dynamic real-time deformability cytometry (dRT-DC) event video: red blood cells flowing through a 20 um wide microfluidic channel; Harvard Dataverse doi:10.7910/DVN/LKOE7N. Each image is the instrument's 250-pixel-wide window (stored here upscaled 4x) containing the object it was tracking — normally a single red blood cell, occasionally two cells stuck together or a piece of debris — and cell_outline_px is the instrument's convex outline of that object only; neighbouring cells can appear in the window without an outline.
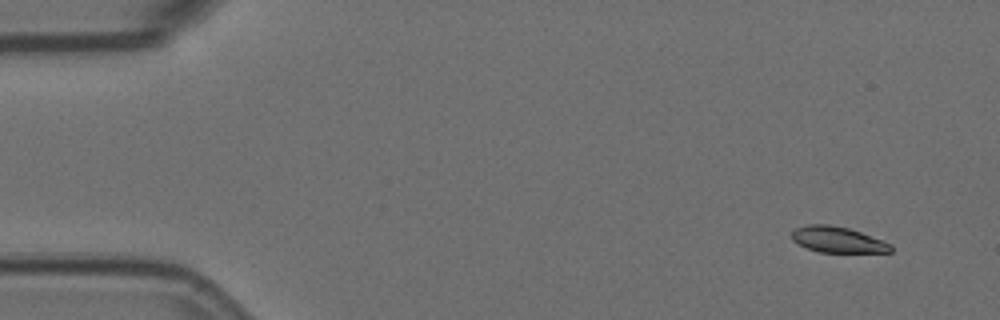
{"species": "Egyptian fruit bat (a non-hibernating species)", "species_latin": "Rousettus aegyptiacus", "temperature_condition": "room temperature", "stored_images_in_passage": 6, "camera_frame_rate_fps": 3000, "um_per_image_px": 0.085, "animal": {"sex": "female"}, "frame": {"image": 1, "passage_image": 1, "time_ms": 0.0, "image_size_px": [1000, 320], "cell_outline_px": [[892, 252], [820, 252], [796, 244], [792, 240], [792, 232], [796, 228], [808, 224], [828, 224], [848, 228], [860, 232], [892, 244]], "centroid_in_image_um": [71.18, 20.37], "position_along_channel_um": 13.8, "area_um2": 14.85}}
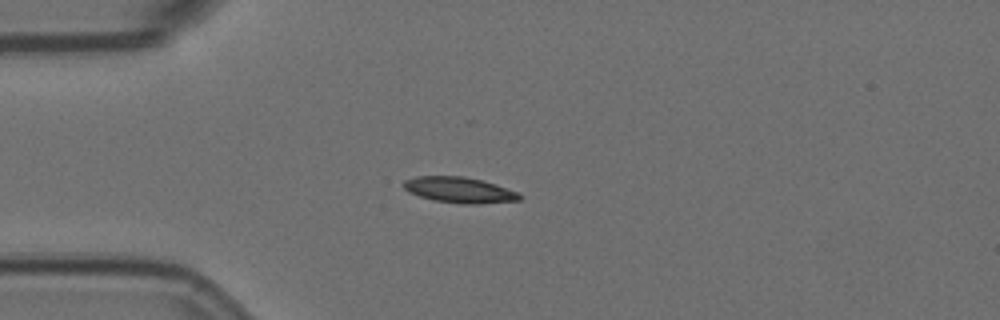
{"frame": {"image": 2, "passage_image": 4, "time_ms": 1.0, "image_size_px": [1000, 320], "cell_outline_px": [[524, 196], [520, 200], [480, 204], [460, 204], [432, 200], [408, 192], [400, 184], [404, 180], [416, 176], [464, 176], [496, 184], [520, 192]], "centroid_in_image_um": [39.06, 16.15], "position_along_channel_um": 45.9, "area_um2": 17.74}}
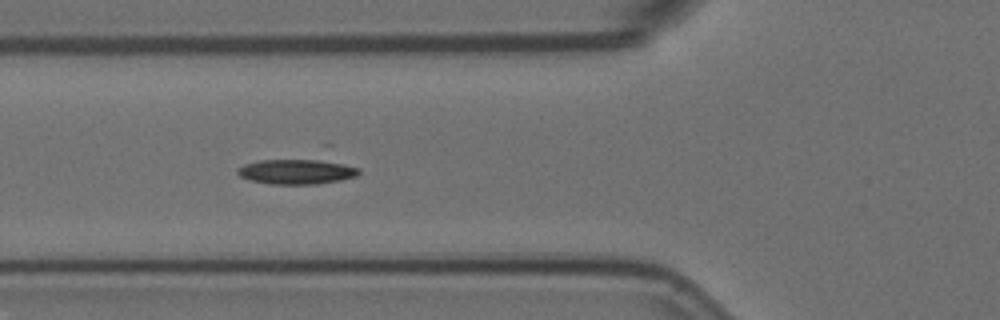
{"frame": {"image": 3, "passage_image": 6, "time_ms": 1.667, "image_size_px": [1000, 320], "cell_outline_px": [[360, 172], [356, 176], [340, 180], [316, 184], [268, 184], [252, 180], [240, 176], [236, 172], [236, 168], [244, 164], [324, 144], [332, 144], [360, 168]], "centroid_in_image_um": [25.66, 14.22], "position_along_channel_um": 100.1, "area_um2": 23.99}}